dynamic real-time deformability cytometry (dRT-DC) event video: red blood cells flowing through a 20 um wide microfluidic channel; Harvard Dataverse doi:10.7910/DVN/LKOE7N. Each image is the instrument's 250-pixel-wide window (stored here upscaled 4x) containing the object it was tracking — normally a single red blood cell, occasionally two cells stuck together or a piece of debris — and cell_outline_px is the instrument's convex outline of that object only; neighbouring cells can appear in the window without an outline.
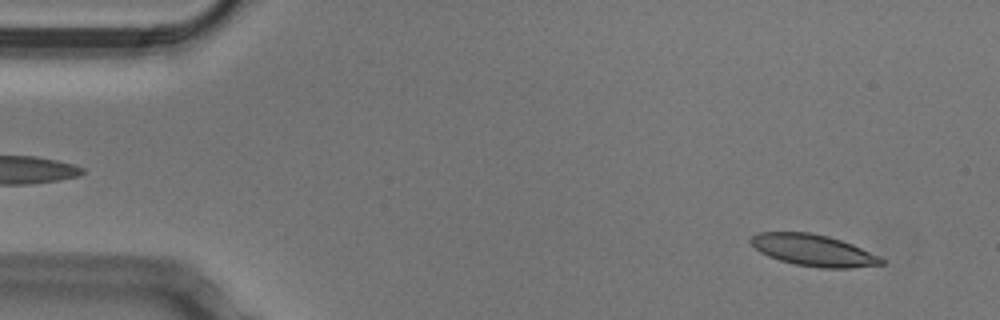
{"species": "Egyptian fruit bat (a non-hibernating species)", "species_latin": "Rousettus aegyptiacus", "temperature_condition": "cold", "stored_images_in_passage": 51, "camera_frame_rate_fps": 3000, "um_per_image_px": 0.085, "animal": {"sex": "male"}, "frame": {"image": 1, "passage_image": 3, "time_ms": 0.667, "image_size_px": [1000, 320], "cell_outline_px": [[884, 264], [848, 268], [820, 268], [796, 264], [780, 260], [768, 256], [760, 252], [748, 240], [752, 236], [760, 232], [808, 232], [828, 236], [852, 244], [880, 256], [884, 260]], "centroid_in_image_um": [69.14, 21.27], "position_along_channel_um": 15.9, "area_um2": 23.87}}
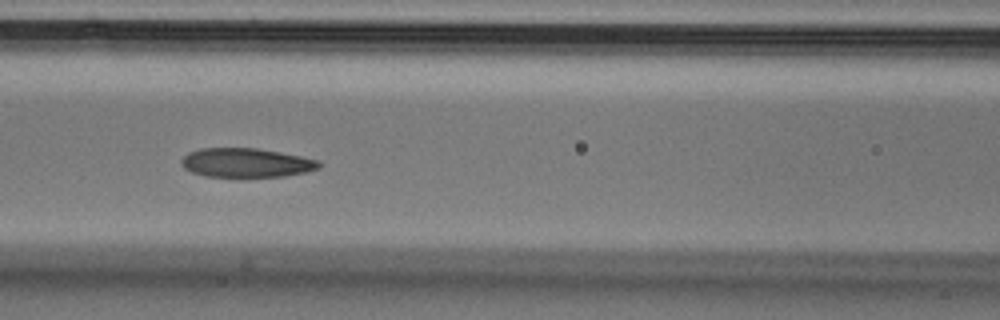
{"frame": {"image": 2, "passage_image": 21, "time_ms": 6.667, "image_size_px": [1000, 320], "cell_outline_px": [[320, 168], [304, 172], [284, 176], [236, 180], [204, 176], [192, 172], [184, 168], [180, 164], [180, 160], [188, 152], [200, 148], [256, 148], [280, 152], [320, 160]], "centroid_in_image_um": [20.88, 13.88], "position_along_channel_um": 145.7, "area_um2": 24.39}}
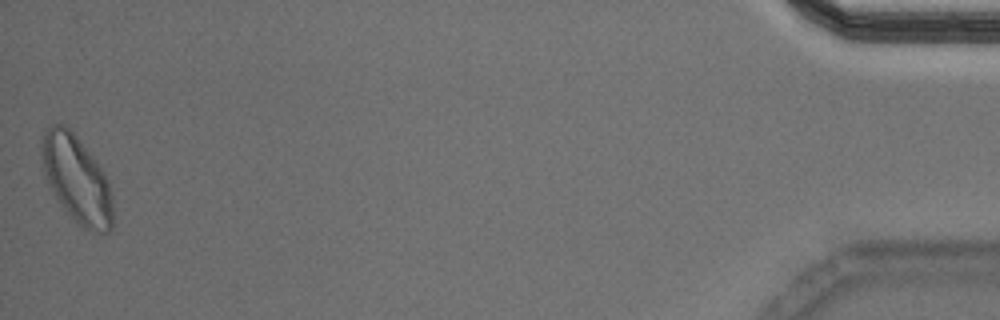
{"frame": {"image": 3, "passage_image": 51, "time_ms": 16.667, "image_size_px": [1000, 320], "cell_outline_px": [[112, 232], [96, 232], [84, 228], [76, 224], [64, 208], [56, 196], [44, 172], [40, 152], [40, 140], [44, 128], [52, 124], [64, 124], [76, 136], [96, 160], [104, 172], [108, 180], [112, 196]], "centroid_in_image_um": [6.51, 15.21], "position_along_channel_um": 428.7, "area_um2": 36.18}, "authors_computed_cell_mechanics": {"area_um2": 24.565, "velocity_mm_per_s": 3.769, "shape_relaxation_time_tau1_ms": 5.035, "shape_relaxation_time_tau2_ms": 2.4838, "deformation_change_tau1": 0.1294, "deformation_change_tau2": 0.0844}}